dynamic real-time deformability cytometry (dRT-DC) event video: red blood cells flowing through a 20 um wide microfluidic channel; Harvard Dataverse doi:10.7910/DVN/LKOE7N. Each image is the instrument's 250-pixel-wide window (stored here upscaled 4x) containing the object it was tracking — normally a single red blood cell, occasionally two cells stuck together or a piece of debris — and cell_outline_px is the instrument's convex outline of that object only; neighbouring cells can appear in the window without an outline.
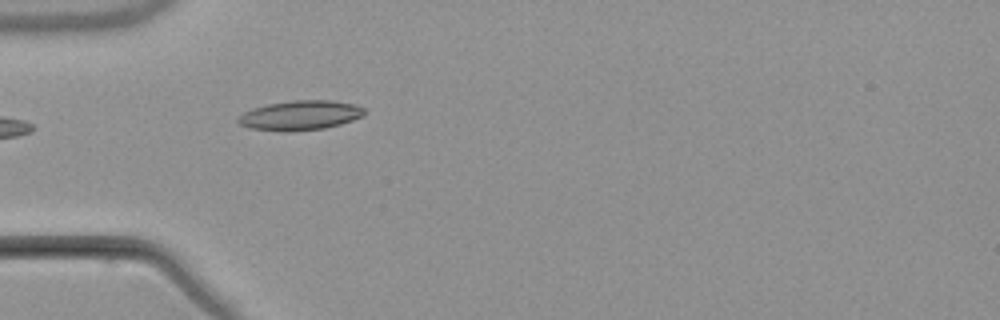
{"species": "common noctule bat (a hibernating species)", "species_latin": "Nyctalus noctula", "temperature_condition": "warm", "stored_images_in_passage": 5, "camera_frame_rate_fps": 3000, "um_per_image_px": 0.085, "animal": {"sex": "male", "body_mass_g": 21.5, "forearm_length_mm": 52.0}, "frame": {"image": 1, "passage_image": 5, "time_ms": 4.667, "image_size_px": [1000, 320], "cell_outline_px": [[368, 112], [364, 116], [340, 124], [324, 128], [288, 132], [284, 132], [252, 128], [240, 124], [236, 120], [236, 116], [252, 108], [268, 104], [292, 100], [328, 100], [356, 104], [364, 108]], "centroid_in_image_um": [25.53, 9.8], "position_along_channel_um": 59.5, "area_um2": 21.96}}